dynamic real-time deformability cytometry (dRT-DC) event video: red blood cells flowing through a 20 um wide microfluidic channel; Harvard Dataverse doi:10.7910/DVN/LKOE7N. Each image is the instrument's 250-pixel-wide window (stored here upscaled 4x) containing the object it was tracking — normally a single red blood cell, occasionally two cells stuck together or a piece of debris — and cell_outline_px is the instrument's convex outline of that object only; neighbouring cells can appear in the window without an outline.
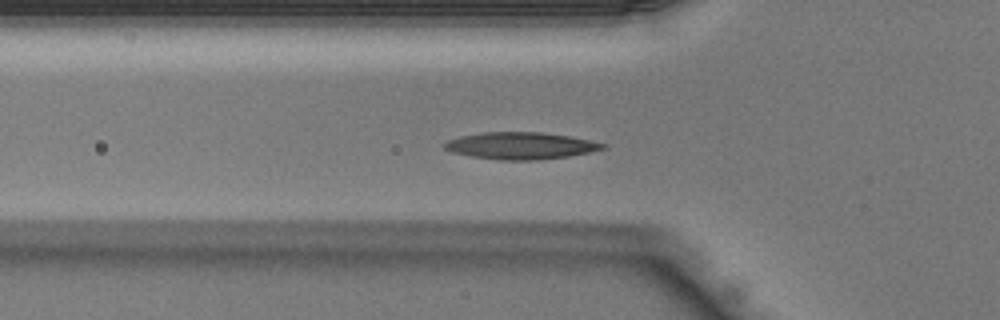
{"species": "Egyptian fruit bat (a non-hibernating species)", "species_latin": "Rousettus aegyptiacus", "temperature_condition": "warm", "stored_images_in_passage": 31, "segment_of_instrument_passage": [1, 2], "camera_frame_rate_fps": 3000, "um_per_image_px": 0.085, "animal": {"sex": "male"}, "frame": {"image": 1, "passage_image": 2, "time_ms": 0.333, "image_size_px": [1000, 320], "cell_outline_px": [[608, 148], [568, 156], [536, 160], [500, 160], [472, 156], [452, 152], [444, 148], [440, 144], [448, 140], [460, 136], [484, 132], [540, 132], [568, 136], [608, 144]], "centroid_in_image_um": [44.24, 12.38], "position_along_channel_um": 81.6, "area_um2": 24.8}}
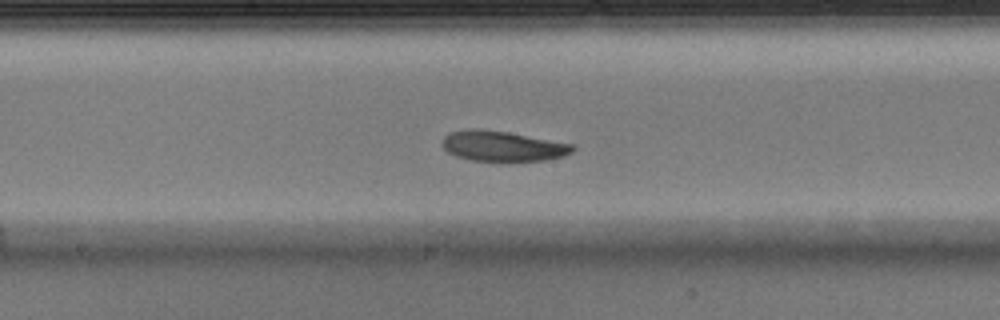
{"frame": {"image": 2, "passage_image": 10, "time_ms": 3.0, "image_size_px": [1000, 320], "cell_outline_px": [[576, 148], [572, 152], [564, 156], [544, 160], [472, 160], [456, 156], [448, 152], [440, 144], [440, 140], [448, 132], [468, 128], [480, 128], [508, 132], [576, 144]], "centroid_in_image_um": [42.7, 12.39], "position_along_channel_um": 205.5, "area_um2": 23.18}}
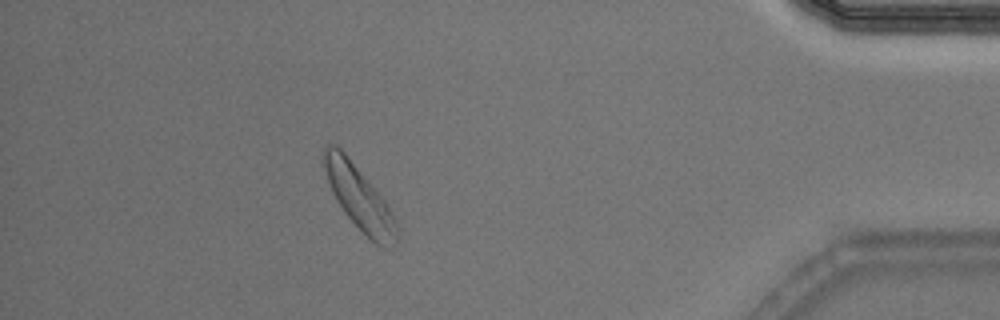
{"frame": {"image": 3, "passage_image": 26, "time_ms": 8.333, "image_size_px": [1000, 320], "cell_outline_px": [[400, 240], [392, 248], [384, 248], [376, 244], [344, 212], [336, 200], [332, 192], [320, 156], [324, 148], [328, 144], [336, 144], [344, 152], [384, 200], [392, 212], [400, 228]], "centroid_in_image_um": [30.57, 16.85], "position_along_channel_um": 404.6, "area_um2": 27.05}}